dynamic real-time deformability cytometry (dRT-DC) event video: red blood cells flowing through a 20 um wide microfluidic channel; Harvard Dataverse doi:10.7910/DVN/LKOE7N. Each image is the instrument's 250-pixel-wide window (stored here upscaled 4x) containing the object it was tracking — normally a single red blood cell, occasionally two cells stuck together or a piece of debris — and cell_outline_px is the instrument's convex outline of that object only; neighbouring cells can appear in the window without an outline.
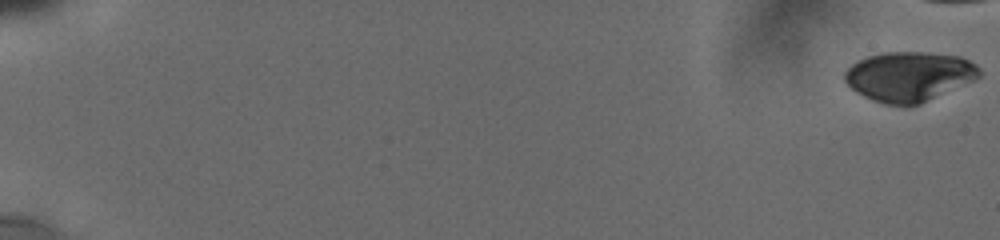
{"species": "human", "species_latin": "Homo sapiens", "temperature_condition": "cold", "stored_images_in_passage": 27, "camera_frame_rate_fps": 3000, "um_per_image_px": 0.085, "donor": {"sex": "male"}, "frame": {"image": 1, "passage_image": 1, "time_ms": 0.0, "image_size_px": [1000, 240], "cell_outline_px": [[980, 76], [972, 80], [920, 104], [884, 104], [872, 100], [856, 92], [844, 80], [844, 72], [852, 64], [868, 56], [884, 52], [924, 52], [960, 56], [976, 64], [980, 68]], "centroid_in_image_um": [77.26, 6.48], "position_along_channel_um": 7.7, "area_um2": 38.49}}